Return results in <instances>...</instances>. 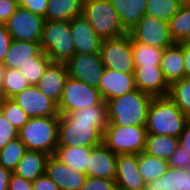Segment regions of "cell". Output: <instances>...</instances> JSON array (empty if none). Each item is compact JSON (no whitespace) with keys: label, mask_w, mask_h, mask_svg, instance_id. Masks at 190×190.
I'll use <instances>...</instances> for the list:
<instances>
[{"label":"cell","mask_w":190,"mask_h":190,"mask_svg":"<svg viewBox=\"0 0 190 190\" xmlns=\"http://www.w3.org/2000/svg\"><path fill=\"white\" fill-rule=\"evenodd\" d=\"M107 126L105 101L96 106L60 114L58 146L96 147L103 143V134Z\"/></svg>","instance_id":"6da1fadb"},{"label":"cell","mask_w":190,"mask_h":190,"mask_svg":"<svg viewBox=\"0 0 190 190\" xmlns=\"http://www.w3.org/2000/svg\"><path fill=\"white\" fill-rule=\"evenodd\" d=\"M152 98L136 88L120 97L106 101L108 125L146 126Z\"/></svg>","instance_id":"7a4b0ae2"},{"label":"cell","mask_w":190,"mask_h":190,"mask_svg":"<svg viewBox=\"0 0 190 190\" xmlns=\"http://www.w3.org/2000/svg\"><path fill=\"white\" fill-rule=\"evenodd\" d=\"M187 120L188 117L169 96L153 97L147 115V134L178 138Z\"/></svg>","instance_id":"3957f363"},{"label":"cell","mask_w":190,"mask_h":190,"mask_svg":"<svg viewBox=\"0 0 190 190\" xmlns=\"http://www.w3.org/2000/svg\"><path fill=\"white\" fill-rule=\"evenodd\" d=\"M60 116L30 118L18 131V138L27 150L54 155L58 146V124Z\"/></svg>","instance_id":"277c9868"},{"label":"cell","mask_w":190,"mask_h":190,"mask_svg":"<svg viewBox=\"0 0 190 190\" xmlns=\"http://www.w3.org/2000/svg\"><path fill=\"white\" fill-rule=\"evenodd\" d=\"M40 44L53 62L66 63L76 54L69 21L45 20Z\"/></svg>","instance_id":"5b68a950"},{"label":"cell","mask_w":190,"mask_h":190,"mask_svg":"<svg viewBox=\"0 0 190 190\" xmlns=\"http://www.w3.org/2000/svg\"><path fill=\"white\" fill-rule=\"evenodd\" d=\"M82 15L102 39L116 38L127 33L121 26L117 11L108 0H83Z\"/></svg>","instance_id":"8992f818"},{"label":"cell","mask_w":190,"mask_h":190,"mask_svg":"<svg viewBox=\"0 0 190 190\" xmlns=\"http://www.w3.org/2000/svg\"><path fill=\"white\" fill-rule=\"evenodd\" d=\"M146 126L108 125L103 144L115 154H140L145 150Z\"/></svg>","instance_id":"52a82bcc"},{"label":"cell","mask_w":190,"mask_h":190,"mask_svg":"<svg viewBox=\"0 0 190 190\" xmlns=\"http://www.w3.org/2000/svg\"><path fill=\"white\" fill-rule=\"evenodd\" d=\"M100 54L106 69L134 73L132 38L129 33L116 38L103 39Z\"/></svg>","instance_id":"ba28073f"},{"label":"cell","mask_w":190,"mask_h":190,"mask_svg":"<svg viewBox=\"0 0 190 190\" xmlns=\"http://www.w3.org/2000/svg\"><path fill=\"white\" fill-rule=\"evenodd\" d=\"M102 101L98 88L68 76L58 104L59 114H67L87 106H96Z\"/></svg>","instance_id":"9c48e42d"},{"label":"cell","mask_w":190,"mask_h":190,"mask_svg":"<svg viewBox=\"0 0 190 190\" xmlns=\"http://www.w3.org/2000/svg\"><path fill=\"white\" fill-rule=\"evenodd\" d=\"M128 33L135 42L159 49H165L175 43L170 36L169 22L161 21L147 14Z\"/></svg>","instance_id":"30bf717a"},{"label":"cell","mask_w":190,"mask_h":190,"mask_svg":"<svg viewBox=\"0 0 190 190\" xmlns=\"http://www.w3.org/2000/svg\"><path fill=\"white\" fill-rule=\"evenodd\" d=\"M44 21V17L19 6L5 26L12 40L40 42Z\"/></svg>","instance_id":"8fae6325"},{"label":"cell","mask_w":190,"mask_h":190,"mask_svg":"<svg viewBox=\"0 0 190 190\" xmlns=\"http://www.w3.org/2000/svg\"><path fill=\"white\" fill-rule=\"evenodd\" d=\"M65 64L69 77L99 88L105 69L100 53L75 54Z\"/></svg>","instance_id":"7c38bea8"},{"label":"cell","mask_w":190,"mask_h":190,"mask_svg":"<svg viewBox=\"0 0 190 190\" xmlns=\"http://www.w3.org/2000/svg\"><path fill=\"white\" fill-rule=\"evenodd\" d=\"M30 118L60 116L58 105L36 85H30L12 98Z\"/></svg>","instance_id":"4fadbf2b"},{"label":"cell","mask_w":190,"mask_h":190,"mask_svg":"<svg viewBox=\"0 0 190 190\" xmlns=\"http://www.w3.org/2000/svg\"><path fill=\"white\" fill-rule=\"evenodd\" d=\"M45 175L48 176L60 190H81L87 178V174L67 166L54 155H50L47 160Z\"/></svg>","instance_id":"5bb4252c"},{"label":"cell","mask_w":190,"mask_h":190,"mask_svg":"<svg viewBox=\"0 0 190 190\" xmlns=\"http://www.w3.org/2000/svg\"><path fill=\"white\" fill-rule=\"evenodd\" d=\"M76 54L100 53L103 39L81 14L69 21Z\"/></svg>","instance_id":"9a60e30c"},{"label":"cell","mask_w":190,"mask_h":190,"mask_svg":"<svg viewBox=\"0 0 190 190\" xmlns=\"http://www.w3.org/2000/svg\"><path fill=\"white\" fill-rule=\"evenodd\" d=\"M135 86L151 97L168 96L170 85L167 83L159 65L135 66Z\"/></svg>","instance_id":"2e32d148"},{"label":"cell","mask_w":190,"mask_h":190,"mask_svg":"<svg viewBox=\"0 0 190 190\" xmlns=\"http://www.w3.org/2000/svg\"><path fill=\"white\" fill-rule=\"evenodd\" d=\"M135 89L134 73H124L106 68L104 69L98 88L105 102Z\"/></svg>","instance_id":"e0dca14e"},{"label":"cell","mask_w":190,"mask_h":190,"mask_svg":"<svg viewBox=\"0 0 190 190\" xmlns=\"http://www.w3.org/2000/svg\"><path fill=\"white\" fill-rule=\"evenodd\" d=\"M115 182L118 190H138L146 183L138 170L137 154H118Z\"/></svg>","instance_id":"ac0fdd59"},{"label":"cell","mask_w":190,"mask_h":190,"mask_svg":"<svg viewBox=\"0 0 190 190\" xmlns=\"http://www.w3.org/2000/svg\"><path fill=\"white\" fill-rule=\"evenodd\" d=\"M67 77L68 70L66 64L51 61L36 86L45 96L58 105Z\"/></svg>","instance_id":"d6986e66"},{"label":"cell","mask_w":190,"mask_h":190,"mask_svg":"<svg viewBox=\"0 0 190 190\" xmlns=\"http://www.w3.org/2000/svg\"><path fill=\"white\" fill-rule=\"evenodd\" d=\"M117 157L103 143L93 147L88 159V177L115 180Z\"/></svg>","instance_id":"ffe728a7"},{"label":"cell","mask_w":190,"mask_h":190,"mask_svg":"<svg viewBox=\"0 0 190 190\" xmlns=\"http://www.w3.org/2000/svg\"><path fill=\"white\" fill-rule=\"evenodd\" d=\"M159 66L169 85L185 78L182 42L174 43L163 50Z\"/></svg>","instance_id":"44dd1931"},{"label":"cell","mask_w":190,"mask_h":190,"mask_svg":"<svg viewBox=\"0 0 190 190\" xmlns=\"http://www.w3.org/2000/svg\"><path fill=\"white\" fill-rule=\"evenodd\" d=\"M117 11L123 29L128 33L146 14L147 0H108Z\"/></svg>","instance_id":"7402d4cb"},{"label":"cell","mask_w":190,"mask_h":190,"mask_svg":"<svg viewBox=\"0 0 190 190\" xmlns=\"http://www.w3.org/2000/svg\"><path fill=\"white\" fill-rule=\"evenodd\" d=\"M41 52L40 42L12 40L3 65L5 68L18 69Z\"/></svg>","instance_id":"603a6c76"},{"label":"cell","mask_w":190,"mask_h":190,"mask_svg":"<svg viewBox=\"0 0 190 190\" xmlns=\"http://www.w3.org/2000/svg\"><path fill=\"white\" fill-rule=\"evenodd\" d=\"M50 155L34 150H27L12 173L29 181H35L45 174L46 163Z\"/></svg>","instance_id":"cb8c5ba5"},{"label":"cell","mask_w":190,"mask_h":190,"mask_svg":"<svg viewBox=\"0 0 190 190\" xmlns=\"http://www.w3.org/2000/svg\"><path fill=\"white\" fill-rule=\"evenodd\" d=\"M146 190H190V171L168 166L166 172L156 180L146 183Z\"/></svg>","instance_id":"d4e9b609"},{"label":"cell","mask_w":190,"mask_h":190,"mask_svg":"<svg viewBox=\"0 0 190 190\" xmlns=\"http://www.w3.org/2000/svg\"><path fill=\"white\" fill-rule=\"evenodd\" d=\"M83 0H48L45 20L70 21L82 14Z\"/></svg>","instance_id":"484cf974"},{"label":"cell","mask_w":190,"mask_h":190,"mask_svg":"<svg viewBox=\"0 0 190 190\" xmlns=\"http://www.w3.org/2000/svg\"><path fill=\"white\" fill-rule=\"evenodd\" d=\"M93 147L57 146L54 156L69 167L87 174L88 159Z\"/></svg>","instance_id":"4316f807"},{"label":"cell","mask_w":190,"mask_h":190,"mask_svg":"<svg viewBox=\"0 0 190 190\" xmlns=\"http://www.w3.org/2000/svg\"><path fill=\"white\" fill-rule=\"evenodd\" d=\"M179 145V138L168 135L147 134L144 152L168 161Z\"/></svg>","instance_id":"83f0119b"},{"label":"cell","mask_w":190,"mask_h":190,"mask_svg":"<svg viewBox=\"0 0 190 190\" xmlns=\"http://www.w3.org/2000/svg\"><path fill=\"white\" fill-rule=\"evenodd\" d=\"M168 166V161L151 156L144 151L138 154V170L145 183L159 179Z\"/></svg>","instance_id":"f1b7e54d"},{"label":"cell","mask_w":190,"mask_h":190,"mask_svg":"<svg viewBox=\"0 0 190 190\" xmlns=\"http://www.w3.org/2000/svg\"><path fill=\"white\" fill-rule=\"evenodd\" d=\"M169 32L175 43L185 42L190 37V5H182L169 20Z\"/></svg>","instance_id":"f546056e"},{"label":"cell","mask_w":190,"mask_h":190,"mask_svg":"<svg viewBox=\"0 0 190 190\" xmlns=\"http://www.w3.org/2000/svg\"><path fill=\"white\" fill-rule=\"evenodd\" d=\"M30 83L19 69L5 68L2 98L12 99L14 96L28 88Z\"/></svg>","instance_id":"4dcf8cb0"},{"label":"cell","mask_w":190,"mask_h":190,"mask_svg":"<svg viewBox=\"0 0 190 190\" xmlns=\"http://www.w3.org/2000/svg\"><path fill=\"white\" fill-rule=\"evenodd\" d=\"M164 49L152 47L135 42L132 39V52L135 66H153L160 65L162 53Z\"/></svg>","instance_id":"1f68e13d"},{"label":"cell","mask_w":190,"mask_h":190,"mask_svg":"<svg viewBox=\"0 0 190 190\" xmlns=\"http://www.w3.org/2000/svg\"><path fill=\"white\" fill-rule=\"evenodd\" d=\"M181 6L180 0H147L146 14L169 22Z\"/></svg>","instance_id":"d6a6232c"},{"label":"cell","mask_w":190,"mask_h":190,"mask_svg":"<svg viewBox=\"0 0 190 190\" xmlns=\"http://www.w3.org/2000/svg\"><path fill=\"white\" fill-rule=\"evenodd\" d=\"M26 151L25 144L19 138L10 141L0 150V166L13 172Z\"/></svg>","instance_id":"836d02e7"},{"label":"cell","mask_w":190,"mask_h":190,"mask_svg":"<svg viewBox=\"0 0 190 190\" xmlns=\"http://www.w3.org/2000/svg\"><path fill=\"white\" fill-rule=\"evenodd\" d=\"M168 96L177 104L182 113L190 118V77L172 83Z\"/></svg>","instance_id":"e575fe53"},{"label":"cell","mask_w":190,"mask_h":190,"mask_svg":"<svg viewBox=\"0 0 190 190\" xmlns=\"http://www.w3.org/2000/svg\"><path fill=\"white\" fill-rule=\"evenodd\" d=\"M50 62L49 56L42 51L38 56L31 58V61L26 62L18 69L24 74L30 85H36Z\"/></svg>","instance_id":"d590c367"},{"label":"cell","mask_w":190,"mask_h":190,"mask_svg":"<svg viewBox=\"0 0 190 190\" xmlns=\"http://www.w3.org/2000/svg\"><path fill=\"white\" fill-rule=\"evenodd\" d=\"M0 111L18 131L30 119L25 111L13 99L0 98Z\"/></svg>","instance_id":"8d00e7d4"},{"label":"cell","mask_w":190,"mask_h":190,"mask_svg":"<svg viewBox=\"0 0 190 190\" xmlns=\"http://www.w3.org/2000/svg\"><path fill=\"white\" fill-rule=\"evenodd\" d=\"M18 138V130L0 111V150L10 141Z\"/></svg>","instance_id":"74e56055"},{"label":"cell","mask_w":190,"mask_h":190,"mask_svg":"<svg viewBox=\"0 0 190 190\" xmlns=\"http://www.w3.org/2000/svg\"><path fill=\"white\" fill-rule=\"evenodd\" d=\"M81 190H118L115 180L87 177Z\"/></svg>","instance_id":"f35d334b"},{"label":"cell","mask_w":190,"mask_h":190,"mask_svg":"<svg viewBox=\"0 0 190 190\" xmlns=\"http://www.w3.org/2000/svg\"><path fill=\"white\" fill-rule=\"evenodd\" d=\"M169 166L173 168L187 169L190 164V153L183 149L180 145L168 160Z\"/></svg>","instance_id":"ab89813d"},{"label":"cell","mask_w":190,"mask_h":190,"mask_svg":"<svg viewBox=\"0 0 190 190\" xmlns=\"http://www.w3.org/2000/svg\"><path fill=\"white\" fill-rule=\"evenodd\" d=\"M48 0H21L19 6L30 10L31 12L45 17L47 11Z\"/></svg>","instance_id":"60d3db41"},{"label":"cell","mask_w":190,"mask_h":190,"mask_svg":"<svg viewBox=\"0 0 190 190\" xmlns=\"http://www.w3.org/2000/svg\"><path fill=\"white\" fill-rule=\"evenodd\" d=\"M19 4L12 0H0V24H5L15 13Z\"/></svg>","instance_id":"b9f144b4"},{"label":"cell","mask_w":190,"mask_h":190,"mask_svg":"<svg viewBox=\"0 0 190 190\" xmlns=\"http://www.w3.org/2000/svg\"><path fill=\"white\" fill-rule=\"evenodd\" d=\"M12 38L5 24H0V63H3L11 45Z\"/></svg>","instance_id":"7bdbcfd3"},{"label":"cell","mask_w":190,"mask_h":190,"mask_svg":"<svg viewBox=\"0 0 190 190\" xmlns=\"http://www.w3.org/2000/svg\"><path fill=\"white\" fill-rule=\"evenodd\" d=\"M32 181L26 180L21 176L14 173L11 174L9 179V190H32Z\"/></svg>","instance_id":"ee69618b"},{"label":"cell","mask_w":190,"mask_h":190,"mask_svg":"<svg viewBox=\"0 0 190 190\" xmlns=\"http://www.w3.org/2000/svg\"><path fill=\"white\" fill-rule=\"evenodd\" d=\"M32 190H60L59 187L45 174L32 181Z\"/></svg>","instance_id":"f6af8a7d"},{"label":"cell","mask_w":190,"mask_h":190,"mask_svg":"<svg viewBox=\"0 0 190 190\" xmlns=\"http://www.w3.org/2000/svg\"><path fill=\"white\" fill-rule=\"evenodd\" d=\"M179 145L190 153V118H188L184 130L180 134Z\"/></svg>","instance_id":"bcb514c9"},{"label":"cell","mask_w":190,"mask_h":190,"mask_svg":"<svg viewBox=\"0 0 190 190\" xmlns=\"http://www.w3.org/2000/svg\"><path fill=\"white\" fill-rule=\"evenodd\" d=\"M12 172L0 166V190H9V179Z\"/></svg>","instance_id":"7dc6e473"},{"label":"cell","mask_w":190,"mask_h":190,"mask_svg":"<svg viewBox=\"0 0 190 190\" xmlns=\"http://www.w3.org/2000/svg\"><path fill=\"white\" fill-rule=\"evenodd\" d=\"M182 49L184 55L185 77H190V47L185 42H182Z\"/></svg>","instance_id":"c3c4849f"},{"label":"cell","mask_w":190,"mask_h":190,"mask_svg":"<svg viewBox=\"0 0 190 190\" xmlns=\"http://www.w3.org/2000/svg\"><path fill=\"white\" fill-rule=\"evenodd\" d=\"M4 72H5V67H4L3 63H0V98H2Z\"/></svg>","instance_id":"681fc988"},{"label":"cell","mask_w":190,"mask_h":190,"mask_svg":"<svg viewBox=\"0 0 190 190\" xmlns=\"http://www.w3.org/2000/svg\"><path fill=\"white\" fill-rule=\"evenodd\" d=\"M181 5H190V0H180Z\"/></svg>","instance_id":"f907efd6"},{"label":"cell","mask_w":190,"mask_h":190,"mask_svg":"<svg viewBox=\"0 0 190 190\" xmlns=\"http://www.w3.org/2000/svg\"><path fill=\"white\" fill-rule=\"evenodd\" d=\"M185 43L190 47V37L185 41Z\"/></svg>","instance_id":"816d5d0a"},{"label":"cell","mask_w":190,"mask_h":190,"mask_svg":"<svg viewBox=\"0 0 190 190\" xmlns=\"http://www.w3.org/2000/svg\"><path fill=\"white\" fill-rule=\"evenodd\" d=\"M12 1H15L16 3L19 4L21 0H12Z\"/></svg>","instance_id":"f5cc1de1"},{"label":"cell","mask_w":190,"mask_h":190,"mask_svg":"<svg viewBox=\"0 0 190 190\" xmlns=\"http://www.w3.org/2000/svg\"><path fill=\"white\" fill-rule=\"evenodd\" d=\"M187 171H190V164H189L188 167H187Z\"/></svg>","instance_id":"db71d44e"}]
</instances>
